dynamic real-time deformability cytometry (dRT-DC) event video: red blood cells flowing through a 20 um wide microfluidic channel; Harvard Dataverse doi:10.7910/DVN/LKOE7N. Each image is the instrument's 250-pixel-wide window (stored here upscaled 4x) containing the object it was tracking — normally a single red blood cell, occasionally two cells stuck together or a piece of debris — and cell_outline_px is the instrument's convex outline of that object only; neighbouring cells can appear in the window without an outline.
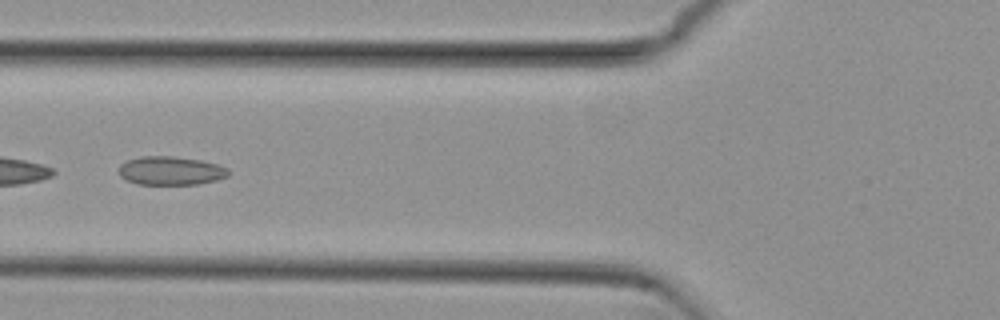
{"species": "common noctule bat (a hibernating species)", "species_latin": "Nyctalus noctula", "temperature_condition": "cold", "stored_images_in_passage": 38, "camera_frame_rate_fps": 3000, "um_per_image_px": 0.085, "animal": {"sex": "female", "body_mass_g": 29.2, "forearm_length_mm": 56.3}, "frame": {"image": 1, "passage_image": 6, "time_ms": 1.667, "image_size_px": [1000, 320], "cell_outline_px": [[228, 176], [216, 180], [196, 184], [136, 184], [124, 180], [120, 176], [120, 164], [128, 160], [140, 156], [172, 156], [200, 160], [216, 164], [228, 168]], "centroid_in_image_um": [14.48, 14.51], "position_along_channel_um": 111.3, "area_um2": 18.21}}
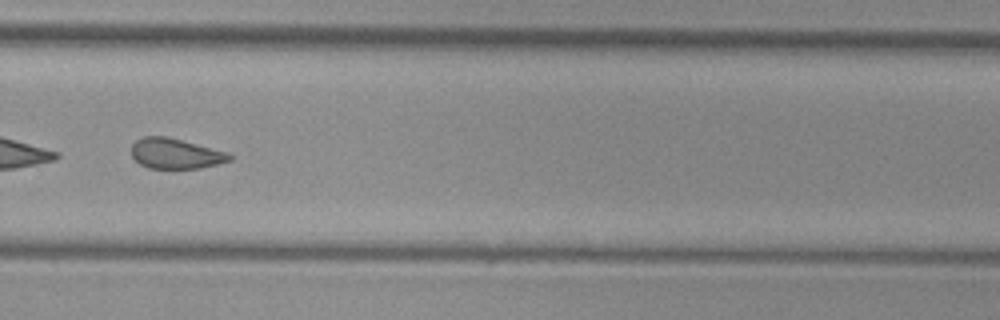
{"frame": {"image": 2, "passage_image": 22, "time_ms": 7.0, "image_size_px": [1000, 320], "cell_outline_px": [[232, 160], [220, 164], [200, 168], [148, 168], [140, 164], [132, 156], [132, 144], [136, 140], [144, 136], [168, 136], [228, 152], [232, 156]], "centroid_in_image_um": [14.94, 13.05], "position_along_channel_um": 314.9, "area_um2": 17.46}, "authors_computed_cell_mechanics": {"area_um2": 18.3804, "velocity_mm_per_s": 3.816, "shape_relaxation_time_tau1_ms": null, "shape_relaxation_time_tau2_ms": 2.706, "deformation_change_tau1": null, "deformation_change_tau2": 0.0825}}